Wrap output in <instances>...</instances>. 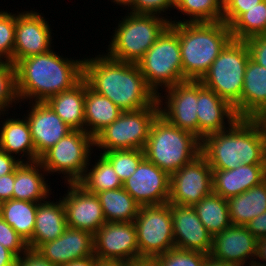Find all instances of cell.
Returning <instances> with one entry per match:
<instances>
[{
    "instance_id": "ffe728a7",
    "label": "cell",
    "mask_w": 266,
    "mask_h": 266,
    "mask_svg": "<svg viewBox=\"0 0 266 266\" xmlns=\"http://www.w3.org/2000/svg\"><path fill=\"white\" fill-rule=\"evenodd\" d=\"M198 138L228 129L237 119L234 108L214 91L197 81Z\"/></svg>"
},
{
    "instance_id": "83f0119b",
    "label": "cell",
    "mask_w": 266,
    "mask_h": 266,
    "mask_svg": "<svg viewBox=\"0 0 266 266\" xmlns=\"http://www.w3.org/2000/svg\"><path fill=\"white\" fill-rule=\"evenodd\" d=\"M84 105V131L93 138L123 112L110 99L92 90L86 81Z\"/></svg>"
},
{
    "instance_id": "680465c9",
    "label": "cell",
    "mask_w": 266,
    "mask_h": 266,
    "mask_svg": "<svg viewBox=\"0 0 266 266\" xmlns=\"http://www.w3.org/2000/svg\"><path fill=\"white\" fill-rule=\"evenodd\" d=\"M171 1L176 5L179 0H171Z\"/></svg>"
},
{
    "instance_id": "ee69618b",
    "label": "cell",
    "mask_w": 266,
    "mask_h": 266,
    "mask_svg": "<svg viewBox=\"0 0 266 266\" xmlns=\"http://www.w3.org/2000/svg\"><path fill=\"white\" fill-rule=\"evenodd\" d=\"M250 58L266 68V34L251 37L245 40Z\"/></svg>"
},
{
    "instance_id": "836d02e7",
    "label": "cell",
    "mask_w": 266,
    "mask_h": 266,
    "mask_svg": "<svg viewBox=\"0 0 266 266\" xmlns=\"http://www.w3.org/2000/svg\"><path fill=\"white\" fill-rule=\"evenodd\" d=\"M193 207L202 224L212 236L232 225L226 199L214 192L202 198Z\"/></svg>"
},
{
    "instance_id": "7bdbcfd3",
    "label": "cell",
    "mask_w": 266,
    "mask_h": 266,
    "mask_svg": "<svg viewBox=\"0 0 266 266\" xmlns=\"http://www.w3.org/2000/svg\"><path fill=\"white\" fill-rule=\"evenodd\" d=\"M263 0H223L222 21L230 26L242 13Z\"/></svg>"
},
{
    "instance_id": "8992f818",
    "label": "cell",
    "mask_w": 266,
    "mask_h": 266,
    "mask_svg": "<svg viewBox=\"0 0 266 266\" xmlns=\"http://www.w3.org/2000/svg\"><path fill=\"white\" fill-rule=\"evenodd\" d=\"M125 14L114 27L105 54L117 61L137 63L170 25V21L154 14L128 11Z\"/></svg>"
},
{
    "instance_id": "4316f807",
    "label": "cell",
    "mask_w": 266,
    "mask_h": 266,
    "mask_svg": "<svg viewBox=\"0 0 266 266\" xmlns=\"http://www.w3.org/2000/svg\"><path fill=\"white\" fill-rule=\"evenodd\" d=\"M50 198L52 197L38 204L33 236L27 243L30 249L36 250L41 244L55 240L67 228L66 212L61 198L55 199L56 201Z\"/></svg>"
},
{
    "instance_id": "d6986e66",
    "label": "cell",
    "mask_w": 266,
    "mask_h": 266,
    "mask_svg": "<svg viewBox=\"0 0 266 266\" xmlns=\"http://www.w3.org/2000/svg\"><path fill=\"white\" fill-rule=\"evenodd\" d=\"M257 239L246 226L231 225L213 236L209 255L235 266H251L256 257Z\"/></svg>"
},
{
    "instance_id": "f1b7e54d",
    "label": "cell",
    "mask_w": 266,
    "mask_h": 266,
    "mask_svg": "<svg viewBox=\"0 0 266 266\" xmlns=\"http://www.w3.org/2000/svg\"><path fill=\"white\" fill-rule=\"evenodd\" d=\"M73 130H84L85 80L45 101Z\"/></svg>"
},
{
    "instance_id": "44dd1931",
    "label": "cell",
    "mask_w": 266,
    "mask_h": 266,
    "mask_svg": "<svg viewBox=\"0 0 266 266\" xmlns=\"http://www.w3.org/2000/svg\"><path fill=\"white\" fill-rule=\"evenodd\" d=\"M175 247L210 254L213 236L199 219L193 206L171 204Z\"/></svg>"
},
{
    "instance_id": "f546056e",
    "label": "cell",
    "mask_w": 266,
    "mask_h": 266,
    "mask_svg": "<svg viewBox=\"0 0 266 266\" xmlns=\"http://www.w3.org/2000/svg\"><path fill=\"white\" fill-rule=\"evenodd\" d=\"M226 201L231 224L246 226L252 219L266 211V180Z\"/></svg>"
},
{
    "instance_id": "bcb514c9",
    "label": "cell",
    "mask_w": 266,
    "mask_h": 266,
    "mask_svg": "<svg viewBox=\"0 0 266 266\" xmlns=\"http://www.w3.org/2000/svg\"><path fill=\"white\" fill-rule=\"evenodd\" d=\"M15 170L7 175L0 176V203L13 199V185Z\"/></svg>"
},
{
    "instance_id": "db71d44e",
    "label": "cell",
    "mask_w": 266,
    "mask_h": 266,
    "mask_svg": "<svg viewBox=\"0 0 266 266\" xmlns=\"http://www.w3.org/2000/svg\"><path fill=\"white\" fill-rule=\"evenodd\" d=\"M261 127L262 133L266 140V108L253 118Z\"/></svg>"
},
{
    "instance_id": "2e32d148",
    "label": "cell",
    "mask_w": 266,
    "mask_h": 266,
    "mask_svg": "<svg viewBox=\"0 0 266 266\" xmlns=\"http://www.w3.org/2000/svg\"><path fill=\"white\" fill-rule=\"evenodd\" d=\"M140 206L168 203L170 175L144 158L122 186Z\"/></svg>"
},
{
    "instance_id": "5b68a950",
    "label": "cell",
    "mask_w": 266,
    "mask_h": 266,
    "mask_svg": "<svg viewBox=\"0 0 266 266\" xmlns=\"http://www.w3.org/2000/svg\"><path fill=\"white\" fill-rule=\"evenodd\" d=\"M143 150L148 161L171 175L201 154V140L159 114Z\"/></svg>"
},
{
    "instance_id": "d6a6232c",
    "label": "cell",
    "mask_w": 266,
    "mask_h": 266,
    "mask_svg": "<svg viewBox=\"0 0 266 266\" xmlns=\"http://www.w3.org/2000/svg\"><path fill=\"white\" fill-rule=\"evenodd\" d=\"M99 155L94 156L96 160L93 164H91L92 157H90L84 176L78 184L92 194L121 188L123 183L113 166L101 154Z\"/></svg>"
},
{
    "instance_id": "f6af8a7d",
    "label": "cell",
    "mask_w": 266,
    "mask_h": 266,
    "mask_svg": "<svg viewBox=\"0 0 266 266\" xmlns=\"http://www.w3.org/2000/svg\"><path fill=\"white\" fill-rule=\"evenodd\" d=\"M14 266H55L35 249L28 248L25 253L17 257Z\"/></svg>"
},
{
    "instance_id": "ac0fdd59",
    "label": "cell",
    "mask_w": 266,
    "mask_h": 266,
    "mask_svg": "<svg viewBox=\"0 0 266 266\" xmlns=\"http://www.w3.org/2000/svg\"><path fill=\"white\" fill-rule=\"evenodd\" d=\"M26 117L35 146V161L73 129L46 102H27ZM30 106V107H29Z\"/></svg>"
},
{
    "instance_id": "7dc6e473",
    "label": "cell",
    "mask_w": 266,
    "mask_h": 266,
    "mask_svg": "<svg viewBox=\"0 0 266 266\" xmlns=\"http://www.w3.org/2000/svg\"><path fill=\"white\" fill-rule=\"evenodd\" d=\"M246 227L257 240L266 237V211L252 219Z\"/></svg>"
},
{
    "instance_id": "c3c4849f",
    "label": "cell",
    "mask_w": 266,
    "mask_h": 266,
    "mask_svg": "<svg viewBox=\"0 0 266 266\" xmlns=\"http://www.w3.org/2000/svg\"><path fill=\"white\" fill-rule=\"evenodd\" d=\"M20 163L17 157L0 149V176L12 173Z\"/></svg>"
},
{
    "instance_id": "9f6ffc18",
    "label": "cell",
    "mask_w": 266,
    "mask_h": 266,
    "mask_svg": "<svg viewBox=\"0 0 266 266\" xmlns=\"http://www.w3.org/2000/svg\"><path fill=\"white\" fill-rule=\"evenodd\" d=\"M110 1L111 3L117 4V6L122 7L123 10L124 9L127 10L132 5L134 0H110Z\"/></svg>"
},
{
    "instance_id": "1f68e13d",
    "label": "cell",
    "mask_w": 266,
    "mask_h": 266,
    "mask_svg": "<svg viewBox=\"0 0 266 266\" xmlns=\"http://www.w3.org/2000/svg\"><path fill=\"white\" fill-rule=\"evenodd\" d=\"M39 203L11 199L0 203V216L28 243L33 236Z\"/></svg>"
},
{
    "instance_id": "ab89813d",
    "label": "cell",
    "mask_w": 266,
    "mask_h": 266,
    "mask_svg": "<svg viewBox=\"0 0 266 266\" xmlns=\"http://www.w3.org/2000/svg\"><path fill=\"white\" fill-rule=\"evenodd\" d=\"M16 13L0 9V61L13 63Z\"/></svg>"
},
{
    "instance_id": "816d5d0a",
    "label": "cell",
    "mask_w": 266,
    "mask_h": 266,
    "mask_svg": "<svg viewBox=\"0 0 266 266\" xmlns=\"http://www.w3.org/2000/svg\"><path fill=\"white\" fill-rule=\"evenodd\" d=\"M96 256L93 254L84 258L70 261L67 264L61 266H95Z\"/></svg>"
},
{
    "instance_id": "d4e9b609",
    "label": "cell",
    "mask_w": 266,
    "mask_h": 266,
    "mask_svg": "<svg viewBox=\"0 0 266 266\" xmlns=\"http://www.w3.org/2000/svg\"><path fill=\"white\" fill-rule=\"evenodd\" d=\"M233 108L238 118L250 119L266 108V68L251 58L245 68L241 99Z\"/></svg>"
},
{
    "instance_id": "3957f363",
    "label": "cell",
    "mask_w": 266,
    "mask_h": 266,
    "mask_svg": "<svg viewBox=\"0 0 266 266\" xmlns=\"http://www.w3.org/2000/svg\"><path fill=\"white\" fill-rule=\"evenodd\" d=\"M201 154L212 170H231L244 165H266V140L259 124L238 118L228 129L201 141Z\"/></svg>"
},
{
    "instance_id": "277c9868",
    "label": "cell",
    "mask_w": 266,
    "mask_h": 266,
    "mask_svg": "<svg viewBox=\"0 0 266 266\" xmlns=\"http://www.w3.org/2000/svg\"><path fill=\"white\" fill-rule=\"evenodd\" d=\"M178 33L183 76L200 81L213 61L232 39L230 27L223 21L170 23Z\"/></svg>"
},
{
    "instance_id": "9a60e30c",
    "label": "cell",
    "mask_w": 266,
    "mask_h": 266,
    "mask_svg": "<svg viewBox=\"0 0 266 266\" xmlns=\"http://www.w3.org/2000/svg\"><path fill=\"white\" fill-rule=\"evenodd\" d=\"M94 255L101 259L139 262V247L134 221L106 222L94 234Z\"/></svg>"
},
{
    "instance_id": "484cf974",
    "label": "cell",
    "mask_w": 266,
    "mask_h": 266,
    "mask_svg": "<svg viewBox=\"0 0 266 266\" xmlns=\"http://www.w3.org/2000/svg\"><path fill=\"white\" fill-rule=\"evenodd\" d=\"M47 176L48 173L44 170L39 160L21 162L15 169L13 199L34 203H41L49 199L53 193L50 187L51 184L48 183L46 178Z\"/></svg>"
},
{
    "instance_id": "f5cc1de1",
    "label": "cell",
    "mask_w": 266,
    "mask_h": 266,
    "mask_svg": "<svg viewBox=\"0 0 266 266\" xmlns=\"http://www.w3.org/2000/svg\"><path fill=\"white\" fill-rule=\"evenodd\" d=\"M95 266H130L127 261L101 259L96 257Z\"/></svg>"
},
{
    "instance_id": "e575fe53",
    "label": "cell",
    "mask_w": 266,
    "mask_h": 266,
    "mask_svg": "<svg viewBox=\"0 0 266 266\" xmlns=\"http://www.w3.org/2000/svg\"><path fill=\"white\" fill-rule=\"evenodd\" d=\"M175 10L188 19L177 17L170 23L218 22L222 21L223 0H179Z\"/></svg>"
},
{
    "instance_id": "7a4b0ae2",
    "label": "cell",
    "mask_w": 266,
    "mask_h": 266,
    "mask_svg": "<svg viewBox=\"0 0 266 266\" xmlns=\"http://www.w3.org/2000/svg\"><path fill=\"white\" fill-rule=\"evenodd\" d=\"M72 58L54 52L53 48L21 59L15 65L20 103L45 102L51 96L77 85L83 79L84 57Z\"/></svg>"
},
{
    "instance_id": "60d3db41",
    "label": "cell",
    "mask_w": 266,
    "mask_h": 266,
    "mask_svg": "<svg viewBox=\"0 0 266 266\" xmlns=\"http://www.w3.org/2000/svg\"><path fill=\"white\" fill-rule=\"evenodd\" d=\"M174 9L175 4L171 0H134L127 11L134 14L159 15L171 21L174 18H170L167 13Z\"/></svg>"
},
{
    "instance_id": "9c48e42d",
    "label": "cell",
    "mask_w": 266,
    "mask_h": 266,
    "mask_svg": "<svg viewBox=\"0 0 266 266\" xmlns=\"http://www.w3.org/2000/svg\"><path fill=\"white\" fill-rule=\"evenodd\" d=\"M94 151V138L91 135L84 130H72L47 150L39 161L48 176L62 174L60 177L65 185L78 183Z\"/></svg>"
},
{
    "instance_id": "52a82bcc",
    "label": "cell",
    "mask_w": 266,
    "mask_h": 266,
    "mask_svg": "<svg viewBox=\"0 0 266 266\" xmlns=\"http://www.w3.org/2000/svg\"><path fill=\"white\" fill-rule=\"evenodd\" d=\"M137 64L147 85L157 96L162 89L188 81L183 76L179 36L170 25Z\"/></svg>"
},
{
    "instance_id": "8d00e7d4",
    "label": "cell",
    "mask_w": 266,
    "mask_h": 266,
    "mask_svg": "<svg viewBox=\"0 0 266 266\" xmlns=\"http://www.w3.org/2000/svg\"><path fill=\"white\" fill-rule=\"evenodd\" d=\"M99 154L113 166L122 183L136 171L139 163L145 158L144 150L140 149L110 150Z\"/></svg>"
},
{
    "instance_id": "11a10c76",
    "label": "cell",
    "mask_w": 266,
    "mask_h": 266,
    "mask_svg": "<svg viewBox=\"0 0 266 266\" xmlns=\"http://www.w3.org/2000/svg\"><path fill=\"white\" fill-rule=\"evenodd\" d=\"M203 266H235L233 264L227 263L226 261H221L213 258L211 255H207Z\"/></svg>"
},
{
    "instance_id": "cb8c5ba5",
    "label": "cell",
    "mask_w": 266,
    "mask_h": 266,
    "mask_svg": "<svg viewBox=\"0 0 266 266\" xmlns=\"http://www.w3.org/2000/svg\"><path fill=\"white\" fill-rule=\"evenodd\" d=\"M266 180V165H240L231 170H212L213 192L224 199L240 195Z\"/></svg>"
},
{
    "instance_id": "8fae6325",
    "label": "cell",
    "mask_w": 266,
    "mask_h": 266,
    "mask_svg": "<svg viewBox=\"0 0 266 266\" xmlns=\"http://www.w3.org/2000/svg\"><path fill=\"white\" fill-rule=\"evenodd\" d=\"M134 224L139 262L151 261L155 256L175 247L170 203L140 206Z\"/></svg>"
},
{
    "instance_id": "7c38bea8",
    "label": "cell",
    "mask_w": 266,
    "mask_h": 266,
    "mask_svg": "<svg viewBox=\"0 0 266 266\" xmlns=\"http://www.w3.org/2000/svg\"><path fill=\"white\" fill-rule=\"evenodd\" d=\"M212 192V168L206 158L200 154L170 175L168 203L194 206Z\"/></svg>"
},
{
    "instance_id": "603a6c76",
    "label": "cell",
    "mask_w": 266,
    "mask_h": 266,
    "mask_svg": "<svg viewBox=\"0 0 266 266\" xmlns=\"http://www.w3.org/2000/svg\"><path fill=\"white\" fill-rule=\"evenodd\" d=\"M15 112L12 116L9 111L0 113V149L15 157L18 155L21 162H34L35 146L28 121L24 115L18 118Z\"/></svg>"
},
{
    "instance_id": "e0dca14e",
    "label": "cell",
    "mask_w": 266,
    "mask_h": 266,
    "mask_svg": "<svg viewBox=\"0 0 266 266\" xmlns=\"http://www.w3.org/2000/svg\"><path fill=\"white\" fill-rule=\"evenodd\" d=\"M67 185L66 193L59 196L65 207L67 227L94 235L106 223L98 196L87 192L78 183Z\"/></svg>"
},
{
    "instance_id": "4fadbf2b",
    "label": "cell",
    "mask_w": 266,
    "mask_h": 266,
    "mask_svg": "<svg viewBox=\"0 0 266 266\" xmlns=\"http://www.w3.org/2000/svg\"><path fill=\"white\" fill-rule=\"evenodd\" d=\"M15 44L13 64L33 55L46 53L53 49L52 28L43 13L33 11H15Z\"/></svg>"
},
{
    "instance_id": "f907efd6",
    "label": "cell",
    "mask_w": 266,
    "mask_h": 266,
    "mask_svg": "<svg viewBox=\"0 0 266 266\" xmlns=\"http://www.w3.org/2000/svg\"><path fill=\"white\" fill-rule=\"evenodd\" d=\"M17 257L0 244V266H14Z\"/></svg>"
},
{
    "instance_id": "ba28073f",
    "label": "cell",
    "mask_w": 266,
    "mask_h": 266,
    "mask_svg": "<svg viewBox=\"0 0 266 266\" xmlns=\"http://www.w3.org/2000/svg\"><path fill=\"white\" fill-rule=\"evenodd\" d=\"M249 58L245 41L231 39L200 82L234 107L241 99Z\"/></svg>"
},
{
    "instance_id": "5bb4252c",
    "label": "cell",
    "mask_w": 266,
    "mask_h": 266,
    "mask_svg": "<svg viewBox=\"0 0 266 266\" xmlns=\"http://www.w3.org/2000/svg\"><path fill=\"white\" fill-rule=\"evenodd\" d=\"M163 91L164 94L157 96L160 115L172 125L198 137L197 81L188 80Z\"/></svg>"
},
{
    "instance_id": "681fc988",
    "label": "cell",
    "mask_w": 266,
    "mask_h": 266,
    "mask_svg": "<svg viewBox=\"0 0 266 266\" xmlns=\"http://www.w3.org/2000/svg\"><path fill=\"white\" fill-rule=\"evenodd\" d=\"M253 265L266 266V237L257 240L256 257Z\"/></svg>"
},
{
    "instance_id": "7402d4cb",
    "label": "cell",
    "mask_w": 266,
    "mask_h": 266,
    "mask_svg": "<svg viewBox=\"0 0 266 266\" xmlns=\"http://www.w3.org/2000/svg\"><path fill=\"white\" fill-rule=\"evenodd\" d=\"M36 251L55 266L94 254V235L90 232L67 227L55 240L41 244Z\"/></svg>"
},
{
    "instance_id": "30bf717a",
    "label": "cell",
    "mask_w": 266,
    "mask_h": 266,
    "mask_svg": "<svg viewBox=\"0 0 266 266\" xmlns=\"http://www.w3.org/2000/svg\"><path fill=\"white\" fill-rule=\"evenodd\" d=\"M160 107H145L122 114L94 137V150L107 152L121 149L143 150Z\"/></svg>"
},
{
    "instance_id": "f35d334b",
    "label": "cell",
    "mask_w": 266,
    "mask_h": 266,
    "mask_svg": "<svg viewBox=\"0 0 266 266\" xmlns=\"http://www.w3.org/2000/svg\"><path fill=\"white\" fill-rule=\"evenodd\" d=\"M208 254L196 250L172 248L155 256L151 262L155 266H203Z\"/></svg>"
},
{
    "instance_id": "74e56055",
    "label": "cell",
    "mask_w": 266,
    "mask_h": 266,
    "mask_svg": "<svg viewBox=\"0 0 266 266\" xmlns=\"http://www.w3.org/2000/svg\"><path fill=\"white\" fill-rule=\"evenodd\" d=\"M20 103L17 93L16 66L9 61H0V113L8 112Z\"/></svg>"
},
{
    "instance_id": "d590c367",
    "label": "cell",
    "mask_w": 266,
    "mask_h": 266,
    "mask_svg": "<svg viewBox=\"0 0 266 266\" xmlns=\"http://www.w3.org/2000/svg\"><path fill=\"white\" fill-rule=\"evenodd\" d=\"M229 27L235 40L266 34V0L242 13Z\"/></svg>"
},
{
    "instance_id": "6f0895ef",
    "label": "cell",
    "mask_w": 266,
    "mask_h": 266,
    "mask_svg": "<svg viewBox=\"0 0 266 266\" xmlns=\"http://www.w3.org/2000/svg\"><path fill=\"white\" fill-rule=\"evenodd\" d=\"M130 266H155V265L151 261L144 260L141 262L132 263L130 264Z\"/></svg>"
},
{
    "instance_id": "4dcf8cb0",
    "label": "cell",
    "mask_w": 266,
    "mask_h": 266,
    "mask_svg": "<svg viewBox=\"0 0 266 266\" xmlns=\"http://www.w3.org/2000/svg\"><path fill=\"white\" fill-rule=\"evenodd\" d=\"M96 195L106 222H131L137 217L140 205L123 187L101 191Z\"/></svg>"
},
{
    "instance_id": "b9f144b4",
    "label": "cell",
    "mask_w": 266,
    "mask_h": 266,
    "mask_svg": "<svg viewBox=\"0 0 266 266\" xmlns=\"http://www.w3.org/2000/svg\"><path fill=\"white\" fill-rule=\"evenodd\" d=\"M0 244L16 257L28 249L27 242L0 216Z\"/></svg>"
},
{
    "instance_id": "6da1fadb",
    "label": "cell",
    "mask_w": 266,
    "mask_h": 266,
    "mask_svg": "<svg viewBox=\"0 0 266 266\" xmlns=\"http://www.w3.org/2000/svg\"><path fill=\"white\" fill-rule=\"evenodd\" d=\"M104 52L84 58L83 79L122 111L159 107L157 95L147 85L137 63L117 61Z\"/></svg>"
}]
</instances>
